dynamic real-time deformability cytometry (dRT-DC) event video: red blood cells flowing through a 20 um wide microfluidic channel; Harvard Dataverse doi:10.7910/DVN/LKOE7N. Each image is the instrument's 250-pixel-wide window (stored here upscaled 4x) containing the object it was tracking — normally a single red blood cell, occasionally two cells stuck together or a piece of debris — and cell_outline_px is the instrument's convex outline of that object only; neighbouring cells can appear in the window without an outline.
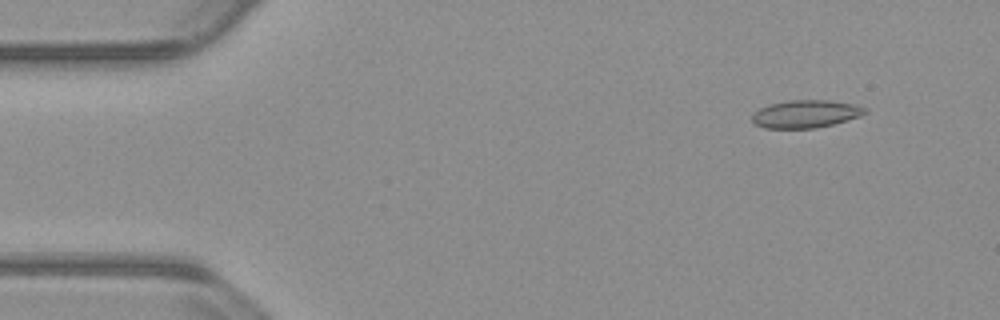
{"species": "common noctule bat (a hibernating species)", "species_latin": "Nyctalus noctula", "temperature_condition": "warm", "stored_images_in_passage": 50, "camera_frame_rate_fps": 3000, "um_per_image_px": 0.085, "animal": {"sex": "male", "body_mass_g": 23.1, "forearm_length_mm": 52.7}, "frame": {"image": 1, "passage_image": 1, "time_ms": 0.0, "image_size_px": [1000, 320], "cell_outline_px": [[868, 112], [860, 116], [832, 124], [816, 128], [764, 128], [756, 124], [752, 120], [752, 116], [760, 108], [768, 104], [788, 100], [828, 100], [856, 104], [868, 108]], "centroid_in_image_um": [68.51, 9.67], "position_along_channel_um": 16.5, "area_um2": 18.26}}
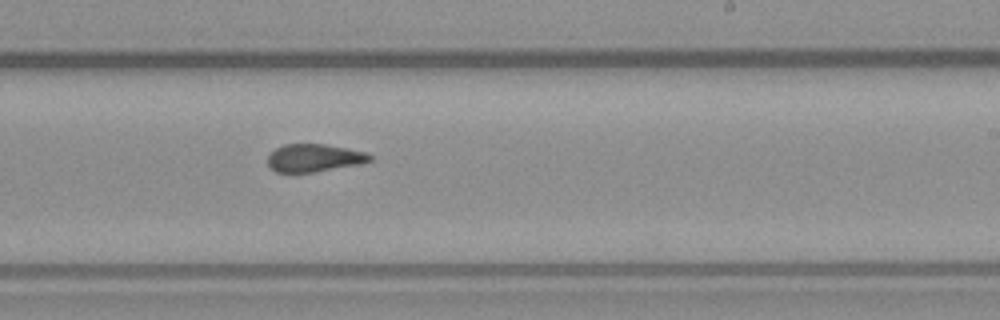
{"frame": {"image": 2, "passage_image": 28, "time_ms": 9.0, "image_size_px": [1000, 320], "cell_outline_px": [[372, 160], [360, 164], [316, 172], [276, 172], [268, 164], [268, 156], [276, 148], [284, 144], [324, 144], [364, 152], [372, 156]], "centroid_in_image_um": [26.7, 13.43], "position_along_channel_um": 262.3, "area_um2": 16.36}}
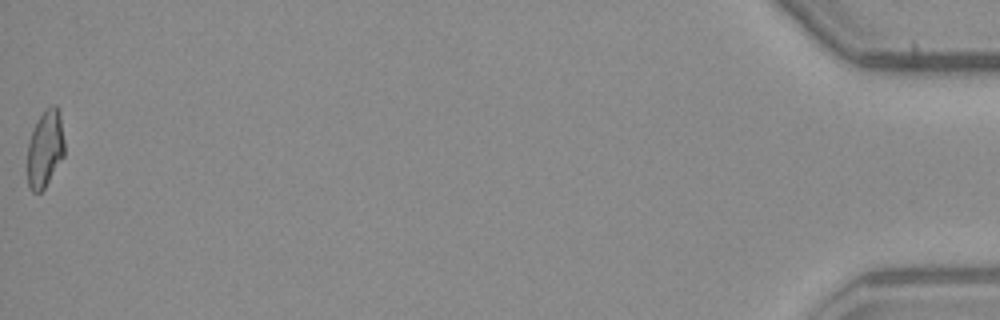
{"frame": {"image": 3, "passage_image": 50, "time_ms": 16.333, "image_size_px": [1000, 320], "cell_outline_px": [[64, 156], [44, 188], [40, 192], [32, 192], [28, 188], [28, 144], [32, 128], [44, 108], [52, 104], [56, 104], [60, 112], [64, 140]], "centroid_in_image_um": [3.83, 12.59], "position_along_channel_um": 431.4, "area_um2": 16.88}, "authors_computed_cell_mechanics": {"area_um2": 17.7446, "velocity_mm_per_s": 3.808, "shape_relaxation_time_tau1_ms": null, "shape_relaxation_time_tau2_ms": 1.2105, "deformation_change_tau1": null, "deformation_change_tau2": 0.0919}}